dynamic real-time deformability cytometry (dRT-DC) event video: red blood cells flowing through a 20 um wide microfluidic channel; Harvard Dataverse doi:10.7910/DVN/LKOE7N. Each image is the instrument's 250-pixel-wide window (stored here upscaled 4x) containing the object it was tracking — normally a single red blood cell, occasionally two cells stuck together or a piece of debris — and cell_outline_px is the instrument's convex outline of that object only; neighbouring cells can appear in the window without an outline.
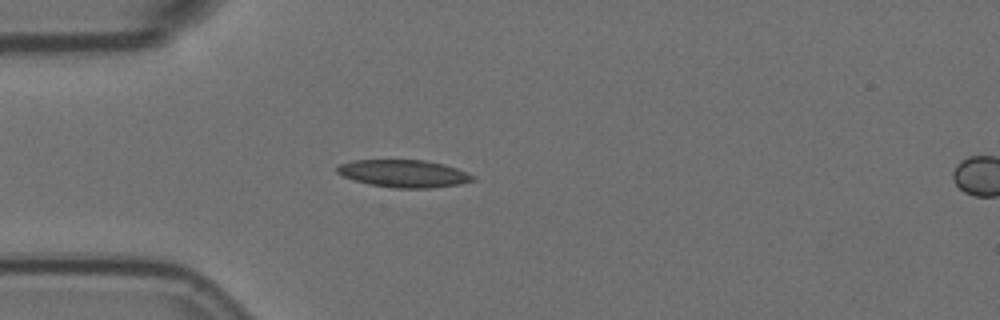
{"species": "Egyptian fruit bat (a non-hibernating species)", "species_latin": "Rousettus aegyptiacus", "temperature_condition": "room temperature", "stored_images_in_passage": 4, "segment_of_instrument_passage": [1, 2], "camera_frame_rate_fps": 3000, "um_per_image_px": 0.085, "animal": {"sex": "female"}, "frame": {"image": 1, "passage_image": 3, "time_ms": 0.667, "image_size_px": [1000, 320], "cell_outline_px": [[476, 180], [460, 184], [432, 188], [396, 188], [368, 184], [344, 176], [336, 172], [336, 168], [340, 164], [352, 160], [424, 160], [444, 164], [468, 172], [476, 176]], "centroid_in_image_um": [34.37, 14.75], "position_along_channel_um": 50.6, "area_um2": 21.79}}